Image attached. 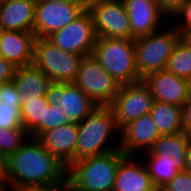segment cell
<instances>
[{
    "label": "cell",
    "mask_w": 191,
    "mask_h": 191,
    "mask_svg": "<svg viewBox=\"0 0 191 191\" xmlns=\"http://www.w3.org/2000/svg\"><path fill=\"white\" fill-rule=\"evenodd\" d=\"M7 167L9 191L25 186L68 182L67 167L33 137L7 158Z\"/></svg>",
    "instance_id": "6da1fadb"
},
{
    "label": "cell",
    "mask_w": 191,
    "mask_h": 191,
    "mask_svg": "<svg viewBox=\"0 0 191 191\" xmlns=\"http://www.w3.org/2000/svg\"><path fill=\"white\" fill-rule=\"evenodd\" d=\"M125 156L117 149L73 162L67 168L70 191H112L118 165Z\"/></svg>",
    "instance_id": "7a4b0ae2"
},
{
    "label": "cell",
    "mask_w": 191,
    "mask_h": 191,
    "mask_svg": "<svg viewBox=\"0 0 191 191\" xmlns=\"http://www.w3.org/2000/svg\"><path fill=\"white\" fill-rule=\"evenodd\" d=\"M117 135H120V130L111 107L97 106L78 124L74 162L120 149V143L115 145L108 143L110 138H114L111 136Z\"/></svg>",
    "instance_id": "3957f363"
},
{
    "label": "cell",
    "mask_w": 191,
    "mask_h": 191,
    "mask_svg": "<svg viewBox=\"0 0 191 191\" xmlns=\"http://www.w3.org/2000/svg\"><path fill=\"white\" fill-rule=\"evenodd\" d=\"M92 56L120 85L141 81L136 70L134 39L97 37Z\"/></svg>",
    "instance_id": "277c9868"
},
{
    "label": "cell",
    "mask_w": 191,
    "mask_h": 191,
    "mask_svg": "<svg viewBox=\"0 0 191 191\" xmlns=\"http://www.w3.org/2000/svg\"><path fill=\"white\" fill-rule=\"evenodd\" d=\"M162 30V31H161ZM183 35L171 26L134 39L136 70L142 80L165 69L174 47Z\"/></svg>",
    "instance_id": "5b68a950"
},
{
    "label": "cell",
    "mask_w": 191,
    "mask_h": 191,
    "mask_svg": "<svg viewBox=\"0 0 191 191\" xmlns=\"http://www.w3.org/2000/svg\"><path fill=\"white\" fill-rule=\"evenodd\" d=\"M83 57L61 50L47 38H35L33 64L40 68L53 84L73 82Z\"/></svg>",
    "instance_id": "8992f818"
},
{
    "label": "cell",
    "mask_w": 191,
    "mask_h": 191,
    "mask_svg": "<svg viewBox=\"0 0 191 191\" xmlns=\"http://www.w3.org/2000/svg\"><path fill=\"white\" fill-rule=\"evenodd\" d=\"M73 83L97 106H109L121 87L92 54L81 60Z\"/></svg>",
    "instance_id": "52a82bcc"
},
{
    "label": "cell",
    "mask_w": 191,
    "mask_h": 191,
    "mask_svg": "<svg viewBox=\"0 0 191 191\" xmlns=\"http://www.w3.org/2000/svg\"><path fill=\"white\" fill-rule=\"evenodd\" d=\"M97 37L131 39L130 21L122 0H87Z\"/></svg>",
    "instance_id": "ba28073f"
},
{
    "label": "cell",
    "mask_w": 191,
    "mask_h": 191,
    "mask_svg": "<svg viewBox=\"0 0 191 191\" xmlns=\"http://www.w3.org/2000/svg\"><path fill=\"white\" fill-rule=\"evenodd\" d=\"M154 103L149 87L143 80L121 85L119 92L109 105L114 113L116 125L121 130L125 125L150 113Z\"/></svg>",
    "instance_id": "9c48e42d"
},
{
    "label": "cell",
    "mask_w": 191,
    "mask_h": 191,
    "mask_svg": "<svg viewBox=\"0 0 191 191\" xmlns=\"http://www.w3.org/2000/svg\"><path fill=\"white\" fill-rule=\"evenodd\" d=\"M86 10L87 1L36 3L33 33L36 38H46L76 20Z\"/></svg>",
    "instance_id": "30bf717a"
},
{
    "label": "cell",
    "mask_w": 191,
    "mask_h": 191,
    "mask_svg": "<svg viewBox=\"0 0 191 191\" xmlns=\"http://www.w3.org/2000/svg\"><path fill=\"white\" fill-rule=\"evenodd\" d=\"M46 38L65 52L87 56L92 54L97 35L91 14L86 10L76 20Z\"/></svg>",
    "instance_id": "8fae6325"
},
{
    "label": "cell",
    "mask_w": 191,
    "mask_h": 191,
    "mask_svg": "<svg viewBox=\"0 0 191 191\" xmlns=\"http://www.w3.org/2000/svg\"><path fill=\"white\" fill-rule=\"evenodd\" d=\"M149 87L154 101L182 107L190 94V81L166 69L151 73L142 79Z\"/></svg>",
    "instance_id": "7c38bea8"
},
{
    "label": "cell",
    "mask_w": 191,
    "mask_h": 191,
    "mask_svg": "<svg viewBox=\"0 0 191 191\" xmlns=\"http://www.w3.org/2000/svg\"><path fill=\"white\" fill-rule=\"evenodd\" d=\"M120 150L125 155L149 151L161 136L149 113L128 123L120 130Z\"/></svg>",
    "instance_id": "4fadbf2b"
},
{
    "label": "cell",
    "mask_w": 191,
    "mask_h": 191,
    "mask_svg": "<svg viewBox=\"0 0 191 191\" xmlns=\"http://www.w3.org/2000/svg\"><path fill=\"white\" fill-rule=\"evenodd\" d=\"M51 93L68 116L67 124L78 125L97 107L73 82L52 84Z\"/></svg>",
    "instance_id": "5bb4252c"
},
{
    "label": "cell",
    "mask_w": 191,
    "mask_h": 191,
    "mask_svg": "<svg viewBox=\"0 0 191 191\" xmlns=\"http://www.w3.org/2000/svg\"><path fill=\"white\" fill-rule=\"evenodd\" d=\"M130 21L131 39L158 31L165 14L156 0H122ZM162 24V25H161Z\"/></svg>",
    "instance_id": "9a60e30c"
},
{
    "label": "cell",
    "mask_w": 191,
    "mask_h": 191,
    "mask_svg": "<svg viewBox=\"0 0 191 191\" xmlns=\"http://www.w3.org/2000/svg\"><path fill=\"white\" fill-rule=\"evenodd\" d=\"M78 125L67 124L43 132L37 139L67 168L74 162Z\"/></svg>",
    "instance_id": "2e32d148"
},
{
    "label": "cell",
    "mask_w": 191,
    "mask_h": 191,
    "mask_svg": "<svg viewBox=\"0 0 191 191\" xmlns=\"http://www.w3.org/2000/svg\"><path fill=\"white\" fill-rule=\"evenodd\" d=\"M126 155L119 163L112 191H158L143 161ZM143 162V163H142Z\"/></svg>",
    "instance_id": "e0dca14e"
},
{
    "label": "cell",
    "mask_w": 191,
    "mask_h": 191,
    "mask_svg": "<svg viewBox=\"0 0 191 191\" xmlns=\"http://www.w3.org/2000/svg\"><path fill=\"white\" fill-rule=\"evenodd\" d=\"M35 34L25 31H0L2 57L15 67L33 63Z\"/></svg>",
    "instance_id": "ac0fdd59"
},
{
    "label": "cell",
    "mask_w": 191,
    "mask_h": 191,
    "mask_svg": "<svg viewBox=\"0 0 191 191\" xmlns=\"http://www.w3.org/2000/svg\"><path fill=\"white\" fill-rule=\"evenodd\" d=\"M34 0H7L0 4V31L33 32Z\"/></svg>",
    "instance_id": "d6986e66"
},
{
    "label": "cell",
    "mask_w": 191,
    "mask_h": 191,
    "mask_svg": "<svg viewBox=\"0 0 191 191\" xmlns=\"http://www.w3.org/2000/svg\"><path fill=\"white\" fill-rule=\"evenodd\" d=\"M12 81L22 98L45 96L51 92L53 84L46 74L33 63L17 67Z\"/></svg>",
    "instance_id": "ffe728a7"
},
{
    "label": "cell",
    "mask_w": 191,
    "mask_h": 191,
    "mask_svg": "<svg viewBox=\"0 0 191 191\" xmlns=\"http://www.w3.org/2000/svg\"><path fill=\"white\" fill-rule=\"evenodd\" d=\"M22 96L13 81L0 84V127L24 128L21 118Z\"/></svg>",
    "instance_id": "44dd1931"
},
{
    "label": "cell",
    "mask_w": 191,
    "mask_h": 191,
    "mask_svg": "<svg viewBox=\"0 0 191 191\" xmlns=\"http://www.w3.org/2000/svg\"><path fill=\"white\" fill-rule=\"evenodd\" d=\"M191 136L186 132L174 135H161L150 151L159 157V162L185 164L186 149Z\"/></svg>",
    "instance_id": "7402d4cb"
},
{
    "label": "cell",
    "mask_w": 191,
    "mask_h": 191,
    "mask_svg": "<svg viewBox=\"0 0 191 191\" xmlns=\"http://www.w3.org/2000/svg\"><path fill=\"white\" fill-rule=\"evenodd\" d=\"M52 101L51 92L39 98H22L21 118L30 137L38 138L44 132L45 104H51Z\"/></svg>",
    "instance_id": "603a6c76"
},
{
    "label": "cell",
    "mask_w": 191,
    "mask_h": 191,
    "mask_svg": "<svg viewBox=\"0 0 191 191\" xmlns=\"http://www.w3.org/2000/svg\"><path fill=\"white\" fill-rule=\"evenodd\" d=\"M149 114L160 135H174L184 131L182 107L154 101Z\"/></svg>",
    "instance_id": "cb8c5ba5"
},
{
    "label": "cell",
    "mask_w": 191,
    "mask_h": 191,
    "mask_svg": "<svg viewBox=\"0 0 191 191\" xmlns=\"http://www.w3.org/2000/svg\"><path fill=\"white\" fill-rule=\"evenodd\" d=\"M148 158L144 161L152 183L157 190H160L170 182L179 171L185 170V164H169L168 162H159V157L154 155L150 150L143 152V156ZM146 162V163H145Z\"/></svg>",
    "instance_id": "d4e9b609"
},
{
    "label": "cell",
    "mask_w": 191,
    "mask_h": 191,
    "mask_svg": "<svg viewBox=\"0 0 191 191\" xmlns=\"http://www.w3.org/2000/svg\"><path fill=\"white\" fill-rule=\"evenodd\" d=\"M165 69L178 77L191 80V41L187 36L179 39Z\"/></svg>",
    "instance_id": "484cf974"
},
{
    "label": "cell",
    "mask_w": 191,
    "mask_h": 191,
    "mask_svg": "<svg viewBox=\"0 0 191 191\" xmlns=\"http://www.w3.org/2000/svg\"><path fill=\"white\" fill-rule=\"evenodd\" d=\"M30 137L24 128L5 129L0 127V155L8 158Z\"/></svg>",
    "instance_id": "4316f807"
},
{
    "label": "cell",
    "mask_w": 191,
    "mask_h": 191,
    "mask_svg": "<svg viewBox=\"0 0 191 191\" xmlns=\"http://www.w3.org/2000/svg\"><path fill=\"white\" fill-rule=\"evenodd\" d=\"M68 116L54 101L45 104L44 132L58 126L67 125Z\"/></svg>",
    "instance_id": "83f0119b"
},
{
    "label": "cell",
    "mask_w": 191,
    "mask_h": 191,
    "mask_svg": "<svg viewBox=\"0 0 191 191\" xmlns=\"http://www.w3.org/2000/svg\"><path fill=\"white\" fill-rule=\"evenodd\" d=\"M173 21L176 23L173 26L186 36L191 32V0H187L180 9L174 14Z\"/></svg>",
    "instance_id": "f1b7e54d"
},
{
    "label": "cell",
    "mask_w": 191,
    "mask_h": 191,
    "mask_svg": "<svg viewBox=\"0 0 191 191\" xmlns=\"http://www.w3.org/2000/svg\"><path fill=\"white\" fill-rule=\"evenodd\" d=\"M158 191H191V173L179 171L176 176Z\"/></svg>",
    "instance_id": "f546056e"
},
{
    "label": "cell",
    "mask_w": 191,
    "mask_h": 191,
    "mask_svg": "<svg viewBox=\"0 0 191 191\" xmlns=\"http://www.w3.org/2000/svg\"><path fill=\"white\" fill-rule=\"evenodd\" d=\"M12 191H70L68 182L20 187Z\"/></svg>",
    "instance_id": "4dcf8cb0"
},
{
    "label": "cell",
    "mask_w": 191,
    "mask_h": 191,
    "mask_svg": "<svg viewBox=\"0 0 191 191\" xmlns=\"http://www.w3.org/2000/svg\"><path fill=\"white\" fill-rule=\"evenodd\" d=\"M186 1L187 0H156L157 5L168 19L170 16L172 18Z\"/></svg>",
    "instance_id": "1f68e13d"
},
{
    "label": "cell",
    "mask_w": 191,
    "mask_h": 191,
    "mask_svg": "<svg viewBox=\"0 0 191 191\" xmlns=\"http://www.w3.org/2000/svg\"><path fill=\"white\" fill-rule=\"evenodd\" d=\"M16 68L11 62L0 59V84L12 81Z\"/></svg>",
    "instance_id": "d6a6232c"
},
{
    "label": "cell",
    "mask_w": 191,
    "mask_h": 191,
    "mask_svg": "<svg viewBox=\"0 0 191 191\" xmlns=\"http://www.w3.org/2000/svg\"><path fill=\"white\" fill-rule=\"evenodd\" d=\"M183 110V130L191 136V94L182 106Z\"/></svg>",
    "instance_id": "836d02e7"
},
{
    "label": "cell",
    "mask_w": 191,
    "mask_h": 191,
    "mask_svg": "<svg viewBox=\"0 0 191 191\" xmlns=\"http://www.w3.org/2000/svg\"><path fill=\"white\" fill-rule=\"evenodd\" d=\"M0 191H9L7 158L0 155Z\"/></svg>",
    "instance_id": "e575fe53"
},
{
    "label": "cell",
    "mask_w": 191,
    "mask_h": 191,
    "mask_svg": "<svg viewBox=\"0 0 191 191\" xmlns=\"http://www.w3.org/2000/svg\"><path fill=\"white\" fill-rule=\"evenodd\" d=\"M185 171H188L191 173V141L189 142L187 149H186Z\"/></svg>",
    "instance_id": "d590c367"
},
{
    "label": "cell",
    "mask_w": 191,
    "mask_h": 191,
    "mask_svg": "<svg viewBox=\"0 0 191 191\" xmlns=\"http://www.w3.org/2000/svg\"><path fill=\"white\" fill-rule=\"evenodd\" d=\"M35 3L40 2H67V1H87V0H34Z\"/></svg>",
    "instance_id": "8d00e7d4"
},
{
    "label": "cell",
    "mask_w": 191,
    "mask_h": 191,
    "mask_svg": "<svg viewBox=\"0 0 191 191\" xmlns=\"http://www.w3.org/2000/svg\"><path fill=\"white\" fill-rule=\"evenodd\" d=\"M188 37V39L191 41V32L189 34L186 35Z\"/></svg>",
    "instance_id": "74e56055"
},
{
    "label": "cell",
    "mask_w": 191,
    "mask_h": 191,
    "mask_svg": "<svg viewBox=\"0 0 191 191\" xmlns=\"http://www.w3.org/2000/svg\"><path fill=\"white\" fill-rule=\"evenodd\" d=\"M7 0H0V4L5 3Z\"/></svg>",
    "instance_id": "f35d334b"
}]
</instances>
